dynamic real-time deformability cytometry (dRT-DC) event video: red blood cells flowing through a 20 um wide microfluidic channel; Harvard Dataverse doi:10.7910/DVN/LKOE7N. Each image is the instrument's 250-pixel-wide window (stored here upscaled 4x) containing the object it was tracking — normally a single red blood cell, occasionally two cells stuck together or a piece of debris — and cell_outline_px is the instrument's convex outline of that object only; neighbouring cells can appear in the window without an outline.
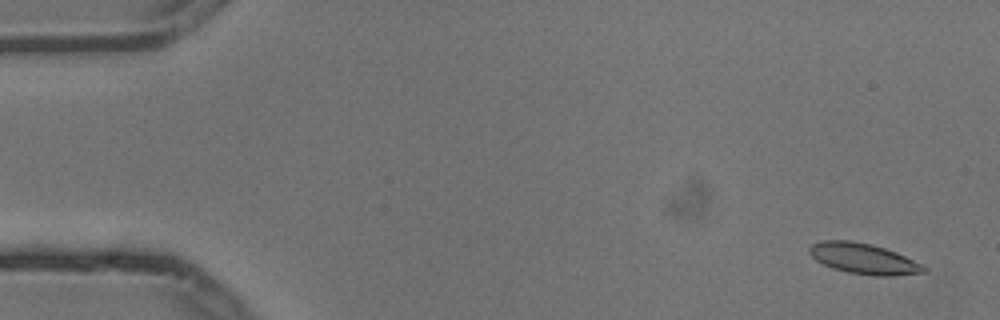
{"species": "common noctule bat (a hibernating species)", "species_latin": "Nyctalus noctula", "temperature_condition": "cold", "stored_images_in_passage": 5, "camera_frame_rate_fps": 3000, "um_per_image_px": 0.085, "animal": {"sex": "male", "body_mass_g": 13.3}, "frame": {"image": 1, "passage_image": 1, "time_ms": 0.0, "image_size_px": [1000, 320], "cell_outline_px": [[928, 272], [892, 276], [876, 276], [848, 272], [832, 268], [816, 260], [808, 252], [808, 248], [812, 244], [820, 240], [852, 240], [872, 244], [896, 252], [924, 264], [928, 268]], "centroid_in_image_um": [73.44, 21.98], "position_along_channel_um": 11.6, "area_um2": 20.69}}
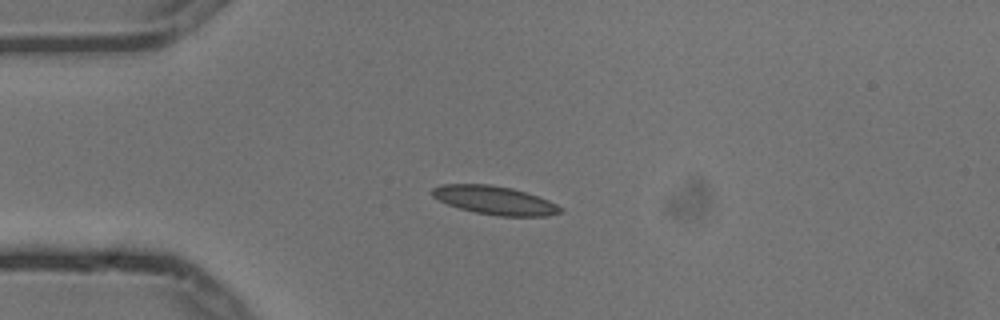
{"frame": {"image": 2, "passage_image": 4, "time_ms": 1.0, "image_size_px": [1000, 320], "cell_outline_px": [[564, 212], [548, 216], [496, 216], [476, 212], [460, 208], [448, 204], [432, 196], [432, 188], [440, 184], [488, 184], [512, 188], [548, 200], [564, 208]], "centroid_in_image_um": [42.07, 17.03], "position_along_channel_um": 42.9, "area_um2": 21.21}}